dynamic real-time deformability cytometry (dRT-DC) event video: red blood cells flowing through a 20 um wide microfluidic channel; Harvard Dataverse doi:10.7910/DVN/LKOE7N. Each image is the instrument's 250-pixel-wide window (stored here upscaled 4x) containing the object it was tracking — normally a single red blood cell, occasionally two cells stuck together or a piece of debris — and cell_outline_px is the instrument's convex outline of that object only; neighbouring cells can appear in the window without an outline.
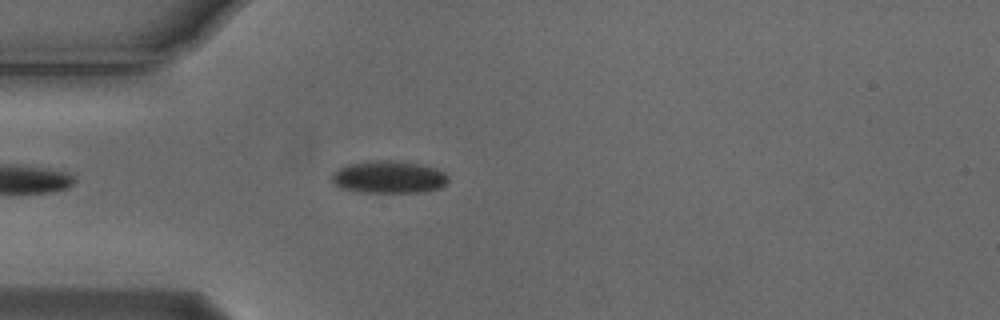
{"species": "Egyptian fruit bat (a non-hibernating species)", "species_latin": "Rousettus aegyptiacus", "temperature_condition": "cold", "stored_images_in_passage": 27, "camera_frame_rate_fps": 3000, "um_per_image_px": 0.085, "animal": {"sex": "male"}, "frame": {"image": 1, "passage_image": 6, "time_ms": 1.667, "image_size_px": [1000, 320], "cell_outline_px": [[448, 180], [440, 188], [424, 192], [360, 192], [340, 188], [332, 184], [332, 172], [348, 164], [380, 160], [388, 160], [420, 164], [436, 168], [444, 172], [448, 176]], "centroid_in_image_um": [33.03, 15.06], "position_along_channel_um": 52.0, "area_um2": 21.96}}
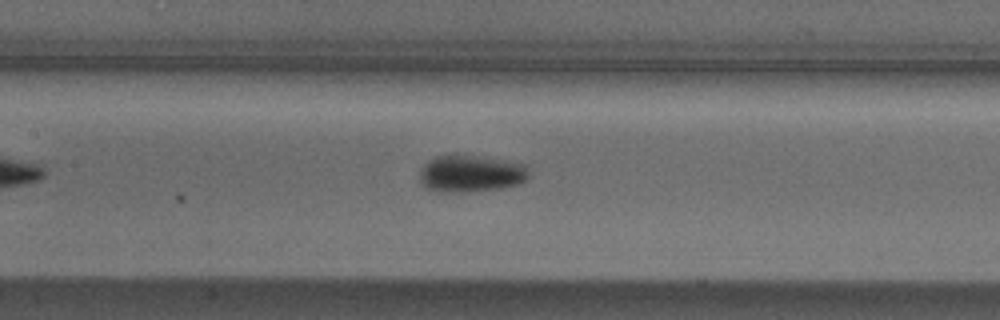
{"frame": {"image": 2, "passage_image": 16, "time_ms": 5.0, "image_size_px": [1000, 320], "cell_outline_px": [[528, 180], [520, 184], [500, 188], [464, 192], [440, 192], [424, 188], [420, 184], [420, 168], [428, 160], [436, 156], [452, 152], [524, 164], [528, 168]], "centroid_in_image_um": [39.96, 14.74], "position_along_channel_um": 167.4, "area_um2": 24.04}}
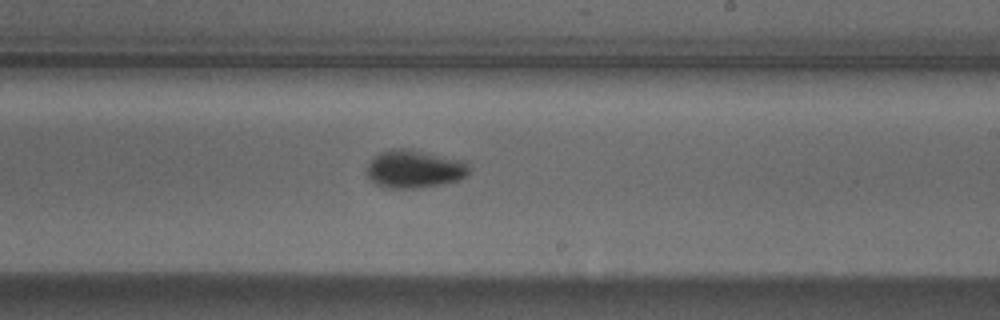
{"frame": {"image": 3, "passage_image": 23, "time_ms": 7.333, "image_size_px": [1000, 320], "cell_outline_px": [[472, 168], [468, 176], [460, 180], [420, 188], [384, 188], [368, 180], [368, 164], [380, 152], [392, 148], [412, 148], [464, 160]], "centroid_in_image_um": [35.28, 14.36], "position_along_channel_um": 253.7, "area_um2": 23.18}}